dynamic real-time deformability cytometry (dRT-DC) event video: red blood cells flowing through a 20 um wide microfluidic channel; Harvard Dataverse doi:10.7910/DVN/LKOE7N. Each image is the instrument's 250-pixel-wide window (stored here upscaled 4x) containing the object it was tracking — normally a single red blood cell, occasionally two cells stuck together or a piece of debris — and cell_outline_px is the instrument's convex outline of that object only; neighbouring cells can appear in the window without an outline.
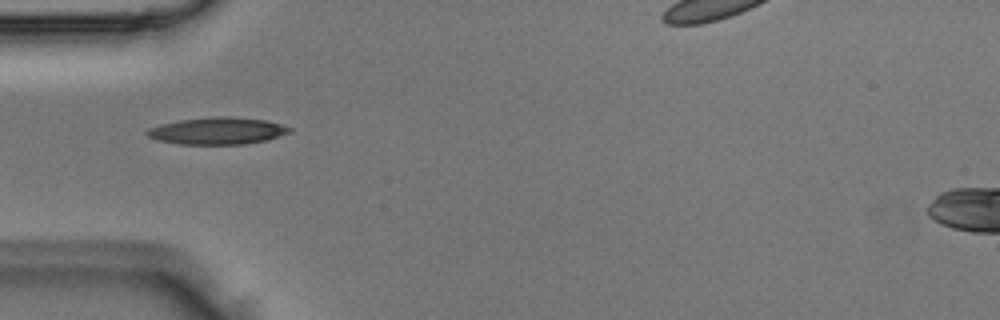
{"species": "Egyptian fruit bat (a non-hibernating species)", "species_latin": "Rousettus aegyptiacus", "temperature_condition": "room temperature", "stored_images_in_passage": 2, "camera_frame_rate_fps": 3000, "um_per_image_px": 0.085, "animal": {"sex": "male"}, "frame": {"image": 1, "passage_image": 1, "time_ms": 0.0, "image_size_px": [1000, 320], "cell_outline_px": [[292, 132], [268, 140], [244, 144], [180, 144], [156, 140], [148, 136], [144, 132], [148, 128], [160, 124], [180, 120], [220, 116], [264, 120], [280, 124], [292, 128]], "centroid_in_image_um": [18.47, 11.13], "position_along_channel_um": 66.5, "area_um2": 22.31}}
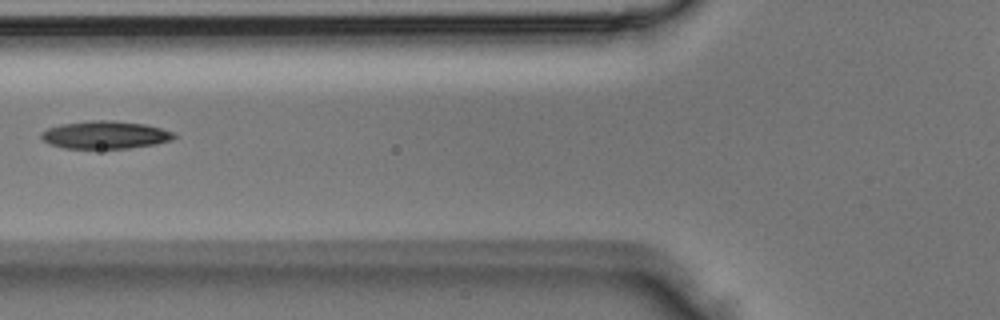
{"frame": {"image": 2, "passage_image": 2, "time_ms": 0.333, "image_size_px": [1000, 320], "cell_outline_px": [[176, 136], [172, 140], [156, 144], [128, 148], [64, 148], [48, 144], [40, 136], [40, 132], [48, 128], [60, 124], [88, 120], [112, 120], [144, 124], [160, 128], [172, 132]], "centroid_in_image_um": [8.9, 11.46], "position_along_channel_um": 116.9, "area_um2": 21.5}}